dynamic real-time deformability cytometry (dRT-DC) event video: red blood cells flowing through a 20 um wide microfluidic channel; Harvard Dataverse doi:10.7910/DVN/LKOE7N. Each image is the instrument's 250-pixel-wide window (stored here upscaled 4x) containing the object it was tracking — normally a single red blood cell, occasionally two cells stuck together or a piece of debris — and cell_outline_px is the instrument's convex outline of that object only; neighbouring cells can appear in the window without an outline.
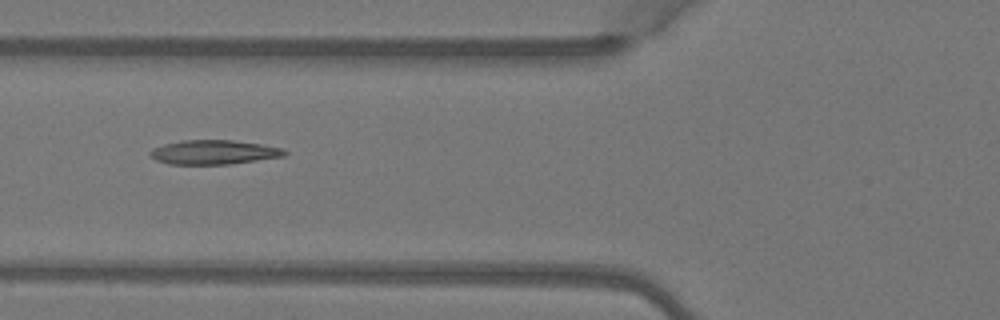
{"species": "Egyptian fruit bat (a non-hibernating species)", "species_latin": "Rousettus aegyptiacus", "temperature_condition": "warm", "stored_images_in_passage": 4, "camera_frame_rate_fps": 3000, "um_per_image_px": 0.085, "animal": {"sex": "female"}, "frame": {"image": 1, "passage_image": 4, "time_ms": 1.0, "image_size_px": [1000, 320], "cell_outline_px": [[288, 152], [284, 156], [228, 164], [168, 164], [156, 160], [152, 156], [152, 148], [164, 144], [180, 140], [232, 140], [260, 144], [284, 148]], "centroid_in_image_um": [18.19, 12.93], "position_along_channel_um": 107.6, "area_um2": 18.84}}